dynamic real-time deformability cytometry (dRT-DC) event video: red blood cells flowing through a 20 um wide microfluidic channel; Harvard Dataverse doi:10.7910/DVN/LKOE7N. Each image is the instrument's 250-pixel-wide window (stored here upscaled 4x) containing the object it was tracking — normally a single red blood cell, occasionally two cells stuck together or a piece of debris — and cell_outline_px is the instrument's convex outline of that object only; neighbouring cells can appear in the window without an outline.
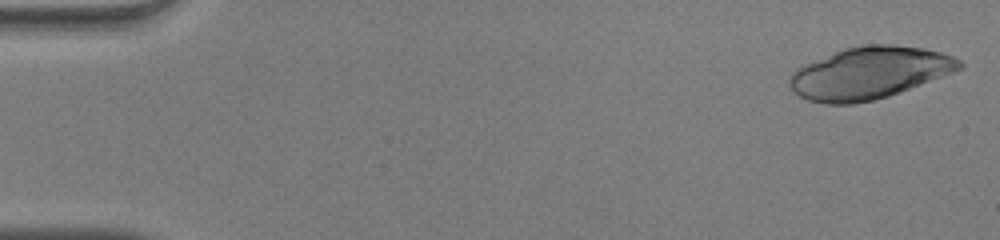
{"species": "human", "species_latin": "Homo sapiens", "temperature_condition": "warm", "stored_images_in_passage": 14, "camera_frame_rate_fps": 3000, "um_per_image_px": 0.085, "donor": {"sex": "male"}, "frame": {"image": 1, "passage_image": 1, "time_ms": 0.0, "image_size_px": [1000, 240], "cell_outline_px": [[964, 68], [900, 92], [888, 96], [872, 100], [852, 104], [824, 104], [808, 100], [792, 92], [788, 84], [788, 80], [792, 72], [796, 68], [804, 64], [844, 48], [864, 44], [892, 44], [924, 48], [940, 52], [952, 56], [960, 60], [964, 64]], "centroid_in_image_um": [73.87, 6.2], "position_along_channel_um": 11.1, "area_um2": 51.67}}
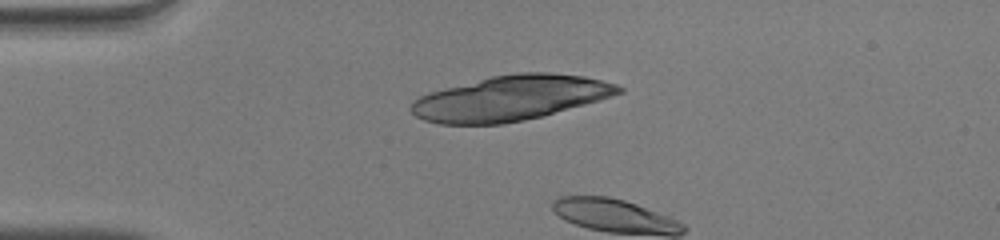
{"frame": {"image": 2, "passage_image": 12, "time_ms": 3.667, "image_size_px": [1000, 240], "cell_outline_px": [[624, 92], [600, 100], [540, 116], [524, 120], [500, 124], [440, 124], [424, 120], [416, 116], [408, 108], [412, 100], [420, 96], [432, 92], [492, 76], [520, 72], [548, 72], [584, 76], [616, 84], [624, 88]], "centroid_in_image_um": [43.39, 8.34], "position_along_channel_um": 41.6, "area_um2": 53.93}}